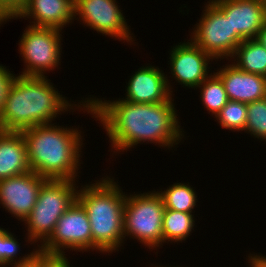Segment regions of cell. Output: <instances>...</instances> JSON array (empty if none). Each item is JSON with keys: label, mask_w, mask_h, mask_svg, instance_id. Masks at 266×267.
<instances>
[{"label": "cell", "mask_w": 266, "mask_h": 267, "mask_svg": "<svg viewBox=\"0 0 266 267\" xmlns=\"http://www.w3.org/2000/svg\"><path fill=\"white\" fill-rule=\"evenodd\" d=\"M110 175L94 179L95 183H80L77 191V200L86 210L90 222L92 252L109 256L124 250L122 247L126 243L123 224L126 193L118 180Z\"/></svg>", "instance_id": "277c9868"}, {"label": "cell", "mask_w": 266, "mask_h": 267, "mask_svg": "<svg viewBox=\"0 0 266 267\" xmlns=\"http://www.w3.org/2000/svg\"><path fill=\"white\" fill-rule=\"evenodd\" d=\"M194 213L165 209L162 221L163 244L183 243L196 231Z\"/></svg>", "instance_id": "d6986e66"}, {"label": "cell", "mask_w": 266, "mask_h": 267, "mask_svg": "<svg viewBox=\"0 0 266 267\" xmlns=\"http://www.w3.org/2000/svg\"><path fill=\"white\" fill-rule=\"evenodd\" d=\"M79 127L56 122L21 130L30 170L46 179L79 181L85 145L83 127Z\"/></svg>", "instance_id": "3957f363"}, {"label": "cell", "mask_w": 266, "mask_h": 267, "mask_svg": "<svg viewBox=\"0 0 266 267\" xmlns=\"http://www.w3.org/2000/svg\"><path fill=\"white\" fill-rule=\"evenodd\" d=\"M38 249L39 252L48 255H66L68 251L75 253L92 251L89 218L77 199L59 218L53 233Z\"/></svg>", "instance_id": "30bf717a"}, {"label": "cell", "mask_w": 266, "mask_h": 267, "mask_svg": "<svg viewBox=\"0 0 266 267\" xmlns=\"http://www.w3.org/2000/svg\"><path fill=\"white\" fill-rule=\"evenodd\" d=\"M247 104L228 100L225 106L214 117L217 125L224 130L232 132H245V125L247 122Z\"/></svg>", "instance_id": "603a6c76"}, {"label": "cell", "mask_w": 266, "mask_h": 267, "mask_svg": "<svg viewBox=\"0 0 266 267\" xmlns=\"http://www.w3.org/2000/svg\"><path fill=\"white\" fill-rule=\"evenodd\" d=\"M74 6L75 0H23L14 15L0 20V27L11 19H29L31 26L64 30L74 23Z\"/></svg>", "instance_id": "4fadbf2b"}, {"label": "cell", "mask_w": 266, "mask_h": 267, "mask_svg": "<svg viewBox=\"0 0 266 267\" xmlns=\"http://www.w3.org/2000/svg\"><path fill=\"white\" fill-rule=\"evenodd\" d=\"M214 73L223 82L228 100L251 103L266 98V77L244 72L229 60Z\"/></svg>", "instance_id": "2e32d148"}, {"label": "cell", "mask_w": 266, "mask_h": 267, "mask_svg": "<svg viewBox=\"0 0 266 267\" xmlns=\"http://www.w3.org/2000/svg\"><path fill=\"white\" fill-rule=\"evenodd\" d=\"M55 87L46 76H23L17 73L7 94L4 108L0 112V130L21 131L29 127L55 123L60 115L68 112H72L73 115L76 110L83 111L84 114L87 112L86 114L94 118L87 97L73 101L60 94Z\"/></svg>", "instance_id": "7a4b0ae2"}, {"label": "cell", "mask_w": 266, "mask_h": 267, "mask_svg": "<svg viewBox=\"0 0 266 267\" xmlns=\"http://www.w3.org/2000/svg\"><path fill=\"white\" fill-rule=\"evenodd\" d=\"M118 4L117 0H75L74 21L100 35L136 46V36Z\"/></svg>", "instance_id": "9c48e42d"}, {"label": "cell", "mask_w": 266, "mask_h": 267, "mask_svg": "<svg viewBox=\"0 0 266 267\" xmlns=\"http://www.w3.org/2000/svg\"><path fill=\"white\" fill-rule=\"evenodd\" d=\"M161 68L148 63L132 72L126 81L125 97L121 99L140 104L170 101L174 96L167 84V72Z\"/></svg>", "instance_id": "5bb4252c"}, {"label": "cell", "mask_w": 266, "mask_h": 267, "mask_svg": "<svg viewBox=\"0 0 266 267\" xmlns=\"http://www.w3.org/2000/svg\"><path fill=\"white\" fill-rule=\"evenodd\" d=\"M229 61L241 71L266 77V48L256 39L243 40Z\"/></svg>", "instance_id": "ac0fdd59"}, {"label": "cell", "mask_w": 266, "mask_h": 267, "mask_svg": "<svg viewBox=\"0 0 266 267\" xmlns=\"http://www.w3.org/2000/svg\"><path fill=\"white\" fill-rule=\"evenodd\" d=\"M173 45L174 46H171V49L168 51L170 57L168 58L169 63H167L170 65L168 67L171 72L169 71L168 74H170V76L166 74V77L169 90L174 96L175 90L173 84L175 82V85H181L183 88L196 90V88L214 72V70L211 71V63L214 64L215 59L195 45L190 39H187V42L185 39L183 42H178L176 45L174 43ZM173 80L175 81L172 82V84L171 81Z\"/></svg>", "instance_id": "8fae6325"}, {"label": "cell", "mask_w": 266, "mask_h": 267, "mask_svg": "<svg viewBox=\"0 0 266 267\" xmlns=\"http://www.w3.org/2000/svg\"><path fill=\"white\" fill-rule=\"evenodd\" d=\"M68 255H48L41 253V267H74ZM71 264V265H70Z\"/></svg>", "instance_id": "484cf974"}, {"label": "cell", "mask_w": 266, "mask_h": 267, "mask_svg": "<svg viewBox=\"0 0 266 267\" xmlns=\"http://www.w3.org/2000/svg\"><path fill=\"white\" fill-rule=\"evenodd\" d=\"M196 89L200 90L199 101L212 117H215L228 102L223 82L214 72Z\"/></svg>", "instance_id": "44dd1931"}, {"label": "cell", "mask_w": 266, "mask_h": 267, "mask_svg": "<svg viewBox=\"0 0 266 267\" xmlns=\"http://www.w3.org/2000/svg\"><path fill=\"white\" fill-rule=\"evenodd\" d=\"M63 30L27 25L18 41V53L24 63L19 75L46 77L60 69L63 52Z\"/></svg>", "instance_id": "52a82bcc"}, {"label": "cell", "mask_w": 266, "mask_h": 267, "mask_svg": "<svg viewBox=\"0 0 266 267\" xmlns=\"http://www.w3.org/2000/svg\"><path fill=\"white\" fill-rule=\"evenodd\" d=\"M242 40L255 39L266 24V0H210Z\"/></svg>", "instance_id": "9a60e30c"}, {"label": "cell", "mask_w": 266, "mask_h": 267, "mask_svg": "<svg viewBox=\"0 0 266 267\" xmlns=\"http://www.w3.org/2000/svg\"><path fill=\"white\" fill-rule=\"evenodd\" d=\"M8 267H41V252L38 253L27 263L11 265Z\"/></svg>", "instance_id": "f1b7e54d"}, {"label": "cell", "mask_w": 266, "mask_h": 267, "mask_svg": "<svg viewBox=\"0 0 266 267\" xmlns=\"http://www.w3.org/2000/svg\"><path fill=\"white\" fill-rule=\"evenodd\" d=\"M141 192H126L124 239H135L134 241L140 242L147 250H156L154 253L157 255L159 249L164 246L162 221L165 207L155 189Z\"/></svg>", "instance_id": "8992f818"}, {"label": "cell", "mask_w": 266, "mask_h": 267, "mask_svg": "<svg viewBox=\"0 0 266 267\" xmlns=\"http://www.w3.org/2000/svg\"><path fill=\"white\" fill-rule=\"evenodd\" d=\"M150 267H171V265H169V266L164 265V266H163V265H161L160 263H159V265H157V264H153V263H152V264L150 265ZM172 267H176V266H173V265H172ZM177 267H182V266L177 265ZM185 267H187V266H185Z\"/></svg>", "instance_id": "4dcf8cb0"}, {"label": "cell", "mask_w": 266, "mask_h": 267, "mask_svg": "<svg viewBox=\"0 0 266 267\" xmlns=\"http://www.w3.org/2000/svg\"><path fill=\"white\" fill-rule=\"evenodd\" d=\"M16 77L5 65L0 64V112L3 110L7 94Z\"/></svg>", "instance_id": "d4e9b609"}, {"label": "cell", "mask_w": 266, "mask_h": 267, "mask_svg": "<svg viewBox=\"0 0 266 267\" xmlns=\"http://www.w3.org/2000/svg\"><path fill=\"white\" fill-rule=\"evenodd\" d=\"M23 0H0V20L14 15Z\"/></svg>", "instance_id": "4316f807"}, {"label": "cell", "mask_w": 266, "mask_h": 267, "mask_svg": "<svg viewBox=\"0 0 266 267\" xmlns=\"http://www.w3.org/2000/svg\"><path fill=\"white\" fill-rule=\"evenodd\" d=\"M78 182L46 179L42 183L36 204L23 221L28 248L29 244L39 248L50 237L59 218L77 199Z\"/></svg>", "instance_id": "5b68a950"}, {"label": "cell", "mask_w": 266, "mask_h": 267, "mask_svg": "<svg viewBox=\"0 0 266 267\" xmlns=\"http://www.w3.org/2000/svg\"><path fill=\"white\" fill-rule=\"evenodd\" d=\"M4 230H5V228H2V227L0 226V234H1Z\"/></svg>", "instance_id": "1f68e13d"}, {"label": "cell", "mask_w": 266, "mask_h": 267, "mask_svg": "<svg viewBox=\"0 0 266 267\" xmlns=\"http://www.w3.org/2000/svg\"><path fill=\"white\" fill-rule=\"evenodd\" d=\"M200 19L192 27L190 40L210 54L216 61L223 63L229 60L237 46L243 41L232 30L230 19L227 18L210 0L205 2ZM224 59V61H223Z\"/></svg>", "instance_id": "ba28073f"}, {"label": "cell", "mask_w": 266, "mask_h": 267, "mask_svg": "<svg viewBox=\"0 0 266 267\" xmlns=\"http://www.w3.org/2000/svg\"><path fill=\"white\" fill-rule=\"evenodd\" d=\"M190 182H175L166 188L157 189L161 196L165 209L176 210L186 213H195L194 210L198 205V192L195 187H191Z\"/></svg>", "instance_id": "ffe728a7"}, {"label": "cell", "mask_w": 266, "mask_h": 267, "mask_svg": "<svg viewBox=\"0 0 266 267\" xmlns=\"http://www.w3.org/2000/svg\"><path fill=\"white\" fill-rule=\"evenodd\" d=\"M45 180L33 171L0 180V206L10 217L23 222L35 206Z\"/></svg>", "instance_id": "7c38bea8"}, {"label": "cell", "mask_w": 266, "mask_h": 267, "mask_svg": "<svg viewBox=\"0 0 266 267\" xmlns=\"http://www.w3.org/2000/svg\"><path fill=\"white\" fill-rule=\"evenodd\" d=\"M261 45L266 48V24L261 28V30L257 33L255 38Z\"/></svg>", "instance_id": "f546056e"}, {"label": "cell", "mask_w": 266, "mask_h": 267, "mask_svg": "<svg viewBox=\"0 0 266 267\" xmlns=\"http://www.w3.org/2000/svg\"><path fill=\"white\" fill-rule=\"evenodd\" d=\"M30 171L21 131L0 130V180Z\"/></svg>", "instance_id": "e0dca14e"}, {"label": "cell", "mask_w": 266, "mask_h": 267, "mask_svg": "<svg viewBox=\"0 0 266 267\" xmlns=\"http://www.w3.org/2000/svg\"><path fill=\"white\" fill-rule=\"evenodd\" d=\"M245 132L251 138L266 143V98L247 104Z\"/></svg>", "instance_id": "cb8c5ba5"}, {"label": "cell", "mask_w": 266, "mask_h": 267, "mask_svg": "<svg viewBox=\"0 0 266 267\" xmlns=\"http://www.w3.org/2000/svg\"><path fill=\"white\" fill-rule=\"evenodd\" d=\"M87 99L94 120L106 131L112 157L146 143L173 151L189 137L181 127L174 97L168 102L150 104L132 103L120 97L106 100L95 95H88Z\"/></svg>", "instance_id": "6da1fadb"}, {"label": "cell", "mask_w": 266, "mask_h": 267, "mask_svg": "<svg viewBox=\"0 0 266 267\" xmlns=\"http://www.w3.org/2000/svg\"><path fill=\"white\" fill-rule=\"evenodd\" d=\"M20 245L21 243H19V239H17L14 233L10 232L9 228H6L0 234V267L27 263L39 251L38 248H33V250H28V253L26 252V254H22L20 252L22 251Z\"/></svg>", "instance_id": "7402d4cb"}, {"label": "cell", "mask_w": 266, "mask_h": 267, "mask_svg": "<svg viewBox=\"0 0 266 267\" xmlns=\"http://www.w3.org/2000/svg\"><path fill=\"white\" fill-rule=\"evenodd\" d=\"M260 254V252H250L248 256L246 255V257L248 258H245L246 262L248 263L246 265H248V267H266V255L263 256V254Z\"/></svg>", "instance_id": "83f0119b"}]
</instances>
